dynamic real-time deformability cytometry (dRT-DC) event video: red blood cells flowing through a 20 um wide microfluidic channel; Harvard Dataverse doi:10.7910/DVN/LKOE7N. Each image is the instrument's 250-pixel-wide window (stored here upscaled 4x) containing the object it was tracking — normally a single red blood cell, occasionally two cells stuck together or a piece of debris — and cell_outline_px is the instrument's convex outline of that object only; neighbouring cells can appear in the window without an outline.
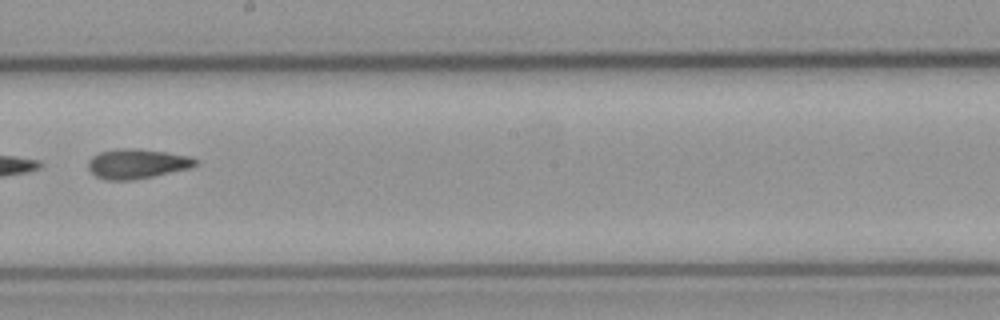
{"species": "common noctule bat (a hibernating species)", "species_latin": "Nyctalus noctula", "temperature_condition": "cold", "stored_images_in_passage": 12, "camera_frame_rate_fps": 3000, "um_per_image_px": 0.085, "animal": {"sex": "male", "body_mass_g": 23.1, "forearm_length_mm": 52.7}, "frame": {"image": 1, "passage_image": 6, "time_ms": 6.0, "image_size_px": [1000, 320], "cell_outline_px": [[196, 164], [192, 168], [132, 180], [104, 180], [96, 176], [88, 168], [88, 160], [92, 156], [100, 152], [120, 148], [136, 148], [164, 152], [188, 156], [196, 160]], "centroid_in_image_um": [11.61, 13.92], "position_along_channel_um": 236.6, "area_um2": 18.44}}
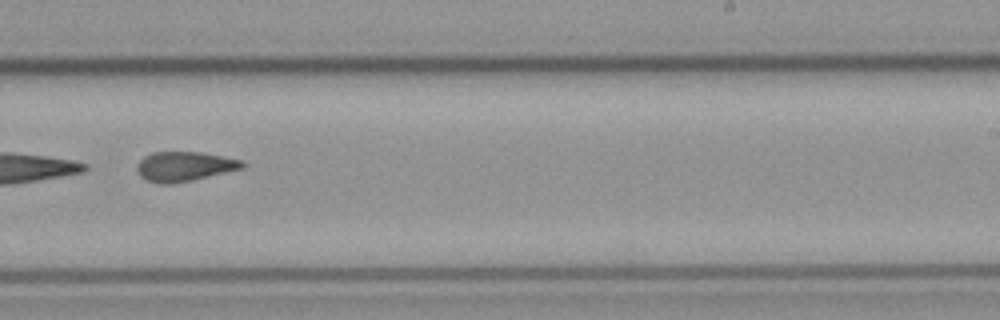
{"frame": {"image": 2, "passage_image": 7, "time_ms": 7.0, "image_size_px": [1000, 320], "cell_outline_px": [[244, 168], [192, 180], [172, 184], [160, 184], [148, 180], [140, 176], [136, 168], [136, 164], [144, 156], [152, 152], [200, 152], [244, 160]], "centroid_in_image_um": [15.66, 14.14], "position_along_channel_um": 273.3, "area_um2": 18.21}}
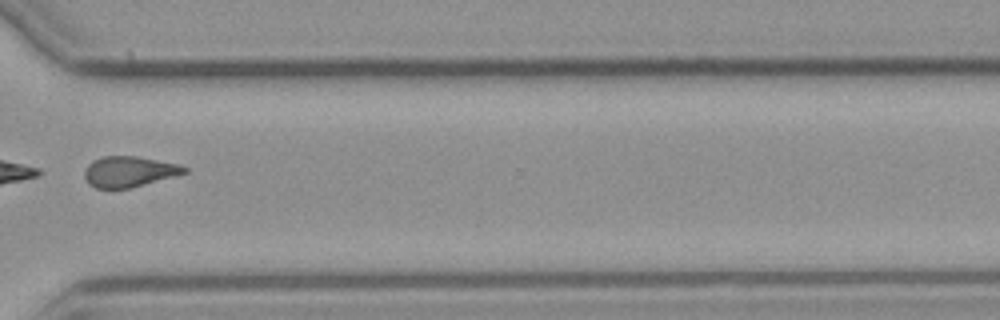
{"frame": {"image": 3, "passage_image": 9, "time_ms": 9.333, "image_size_px": [1000, 320], "cell_outline_px": [[188, 172], [132, 188], [96, 188], [88, 184], [84, 176], [84, 172], [88, 164], [92, 160], [104, 156], [136, 156], [180, 164], [188, 168]], "centroid_in_image_um": [10.97, 14.58], "position_along_channel_um": 359.6, "area_um2": 17.92}, "authors_computed_cell_mechanics": {"area_um2": 18.3804, "velocity_mm_per_s": 3.1624, "shape_relaxation_time_tau1_ms": null, "shape_relaxation_time_tau2_ms": 2.0009, "deformation_change_tau1": null, "deformation_change_tau2": 0.0816}}